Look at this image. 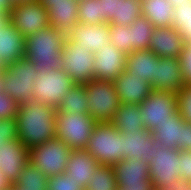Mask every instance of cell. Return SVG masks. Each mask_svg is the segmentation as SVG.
Segmentation results:
<instances>
[{"mask_svg":"<svg viewBox=\"0 0 191 190\" xmlns=\"http://www.w3.org/2000/svg\"><path fill=\"white\" fill-rule=\"evenodd\" d=\"M57 109L37 100L19 105L15 117L18 139L28 149L56 138Z\"/></svg>","mask_w":191,"mask_h":190,"instance_id":"cell-1","label":"cell"},{"mask_svg":"<svg viewBox=\"0 0 191 190\" xmlns=\"http://www.w3.org/2000/svg\"><path fill=\"white\" fill-rule=\"evenodd\" d=\"M66 38L54 27L25 37V58L34 63L37 73L61 70Z\"/></svg>","mask_w":191,"mask_h":190,"instance_id":"cell-2","label":"cell"},{"mask_svg":"<svg viewBox=\"0 0 191 190\" xmlns=\"http://www.w3.org/2000/svg\"><path fill=\"white\" fill-rule=\"evenodd\" d=\"M29 162V149L18 139L15 118L0 120V170L13 184Z\"/></svg>","mask_w":191,"mask_h":190,"instance_id":"cell-3","label":"cell"},{"mask_svg":"<svg viewBox=\"0 0 191 190\" xmlns=\"http://www.w3.org/2000/svg\"><path fill=\"white\" fill-rule=\"evenodd\" d=\"M85 150L101 165L113 166L123 160V133L111 122L97 123Z\"/></svg>","mask_w":191,"mask_h":190,"instance_id":"cell-4","label":"cell"},{"mask_svg":"<svg viewBox=\"0 0 191 190\" xmlns=\"http://www.w3.org/2000/svg\"><path fill=\"white\" fill-rule=\"evenodd\" d=\"M5 83V93L16 100L19 105L33 100V86L39 73L34 63L26 58H21L14 64L2 69Z\"/></svg>","mask_w":191,"mask_h":190,"instance_id":"cell-5","label":"cell"},{"mask_svg":"<svg viewBox=\"0 0 191 190\" xmlns=\"http://www.w3.org/2000/svg\"><path fill=\"white\" fill-rule=\"evenodd\" d=\"M96 124L89 113L57 111L56 138L64 141L71 150L85 149Z\"/></svg>","mask_w":191,"mask_h":190,"instance_id":"cell-6","label":"cell"},{"mask_svg":"<svg viewBox=\"0 0 191 190\" xmlns=\"http://www.w3.org/2000/svg\"><path fill=\"white\" fill-rule=\"evenodd\" d=\"M84 85L91 118L97 123L110 122L120 104L114 83L92 79Z\"/></svg>","mask_w":191,"mask_h":190,"instance_id":"cell-7","label":"cell"},{"mask_svg":"<svg viewBox=\"0 0 191 190\" xmlns=\"http://www.w3.org/2000/svg\"><path fill=\"white\" fill-rule=\"evenodd\" d=\"M180 149H170L159 146L148 163L150 179L155 190H174L182 182L180 170Z\"/></svg>","mask_w":191,"mask_h":190,"instance_id":"cell-8","label":"cell"},{"mask_svg":"<svg viewBox=\"0 0 191 190\" xmlns=\"http://www.w3.org/2000/svg\"><path fill=\"white\" fill-rule=\"evenodd\" d=\"M71 149L64 141L54 138L29 149V162L48 177L65 172Z\"/></svg>","mask_w":191,"mask_h":190,"instance_id":"cell-9","label":"cell"},{"mask_svg":"<svg viewBox=\"0 0 191 190\" xmlns=\"http://www.w3.org/2000/svg\"><path fill=\"white\" fill-rule=\"evenodd\" d=\"M75 85L63 70H46L39 73L33 86V100L58 109L61 98Z\"/></svg>","mask_w":191,"mask_h":190,"instance_id":"cell-10","label":"cell"},{"mask_svg":"<svg viewBox=\"0 0 191 190\" xmlns=\"http://www.w3.org/2000/svg\"><path fill=\"white\" fill-rule=\"evenodd\" d=\"M62 53L61 70L67 73L75 84H85L94 79V54L92 52L66 39Z\"/></svg>","mask_w":191,"mask_h":190,"instance_id":"cell-11","label":"cell"},{"mask_svg":"<svg viewBox=\"0 0 191 190\" xmlns=\"http://www.w3.org/2000/svg\"><path fill=\"white\" fill-rule=\"evenodd\" d=\"M139 107L146 131L151 132L178 111L177 94L152 90Z\"/></svg>","mask_w":191,"mask_h":190,"instance_id":"cell-12","label":"cell"},{"mask_svg":"<svg viewBox=\"0 0 191 190\" xmlns=\"http://www.w3.org/2000/svg\"><path fill=\"white\" fill-rule=\"evenodd\" d=\"M9 19L24 37L50 27L48 12L38 0L15 5Z\"/></svg>","mask_w":191,"mask_h":190,"instance_id":"cell-13","label":"cell"},{"mask_svg":"<svg viewBox=\"0 0 191 190\" xmlns=\"http://www.w3.org/2000/svg\"><path fill=\"white\" fill-rule=\"evenodd\" d=\"M127 54L111 43L94 53V79L113 82L126 67Z\"/></svg>","mask_w":191,"mask_h":190,"instance_id":"cell-14","label":"cell"},{"mask_svg":"<svg viewBox=\"0 0 191 190\" xmlns=\"http://www.w3.org/2000/svg\"><path fill=\"white\" fill-rule=\"evenodd\" d=\"M160 144L146 130H134L123 134V159H142L149 163Z\"/></svg>","mask_w":191,"mask_h":190,"instance_id":"cell-15","label":"cell"},{"mask_svg":"<svg viewBox=\"0 0 191 190\" xmlns=\"http://www.w3.org/2000/svg\"><path fill=\"white\" fill-rule=\"evenodd\" d=\"M185 86L179 58L160 57L152 90L177 93Z\"/></svg>","mask_w":191,"mask_h":190,"instance_id":"cell-16","label":"cell"},{"mask_svg":"<svg viewBox=\"0 0 191 190\" xmlns=\"http://www.w3.org/2000/svg\"><path fill=\"white\" fill-rule=\"evenodd\" d=\"M66 39L93 54L100 53V49L110 43L109 24L86 25L79 22Z\"/></svg>","mask_w":191,"mask_h":190,"instance_id":"cell-17","label":"cell"},{"mask_svg":"<svg viewBox=\"0 0 191 190\" xmlns=\"http://www.w3.org/2000/svg\"><path fill=\"white\" fill-rule=\"evenodd\" d=\"M103 17L111 25L130 26L142 16L141 0H100Z\"/></svg>","mask_w":191,"mask_h":190,"instance_id":"cell-18","label":"cell"},{"mask_svg":"<svg viewBox=\"0 0 191 190\" xmlns=\"http://www.w3.org/2000/svg\"><path fill=\"white\" fill-rule=\"evenodd\" d=\"M120 103L140 105L152 91L147 80L132 75L126 70L114 81Z\"/></svg>","mask_w":191,"mask_h":190,"instance_id":"cell-19","label":"cell"},{"mask_svg":"<svg viewBox=\"0 0 191 190\" xmlns=\"http://www.w3.org/2000/svg\"><path fill=\"white\" fill-rule=\"evenodd\" d=\"M25 58V37L10 22L0 28V63L7 67Z\"/></svg>","mask_w":191,"mask_h":190,"instance_id":"cell-20","label":"cell"},{"mask_svg":"<svg viewBox=\"0 0 191 190\" xmlns=\"http://www.w3.org/2000/svg\"><path fill=\"white\" fill-rule=\"evenodd\" d=\"M185 39L173 27H156L153 30L149 50L159 57L178 58L183 51Z\"/></svg>","mask_w":191,"mask_h":190,"instance_id":"cell-21","label":"cell"},{"mask_svg":"<svg viewBox=\"0 0 191 190\" xmlns=\"http://www.w3.org/2000/svg\"><path fill=\"white\" fill-rule=\"evenodd\" d=\"M47 12L50 26L56 28L65 38L69 37L79 23V6L76 0L51 2Z\"/></svg>","mask_w":191,"mask_h":190,"instance_id":"cell-22","label":"cell"},{"mask_svg":"<svg viewBox=\"0 0 191 190\" xmlns=\"http://www.w3.org/2000/svg\"><path fill=\"white\" fill-rule=\"evenodd\" d=\"M100 165L96 158L85 149L71 150L65 172L85 189Z\"/></svg>","mask_w":191,"mask_h":190,"instance_id":"cell-23","label":"cell"},{"mask_svg":"<svg viewBox=\"0 0 191 190\" xmlns=\"http://www.w3.org/2000/svg\"><path fill=\"white\" fill-rule=\"evenodd\" d=\"M117 185L152 183L149 165L142 159L125 158L113 165Z\"/></svg>","mask_w":191,"mask_h":190,"instance_id":"cell-24","label":"cell"},{"mask_svg":"<svg viewBox=\"0 0 191 190\" xmlns=\"http://www.w3.org/2000/svg\"><path fill=\"white\" fill-rule=\"evenodd\" d=\"M159 58L150 50L134 51L127 54L125 70L134 76L147 80L152 86Z\"/></svg>","mask_w":191,"mask_h":190,"instance_id":"cell-25","label":"cell"},{"mask_svg":"<svg viewBox=\"0 0 191 190\" xmlns=\"http://www.w3.org/2000/svg\"><path fill=\"white\" fill-rule=\"evenodd\" d=\"M183 122L184 119L179 114V111H177L169 117V120H166L161 124L158 123L155 129L150 133L160 146L170 149H178L177 144L181 140Z\"/></svg>","mask_w":191,"mask_h":190,"instance_id":"cell-26","label":"cell"},{"mask_svg":"<svg viewBox=\"0 0 191 190\" xmlns=\"http://www.w3.org/2000/svg\"><path fill=\"white\" fill-rule=\"evenodd\" d=\"M174 6L167 0H141V12L156 27H172Z\"/></svg>","mask_w":191,"mask_h":190,"instance_id":"cell-27","label":"cell"},{"mask_svg":"<svg viewBox=\"0 0 191 190\" xmlns=\"http://www.w3.org/2000/svg\"><path fill=\"white\" fill-rule=\"evenodd\" d=\"M110 122L123 134L130 132L131 129L146 130L142 121V112L136 104L120 103Z\"/></svg>","mask_w":191,"mask_h":190,"instance_id":"cell-28","label":"cell"},{"mask_svg":"<svg viewBox=\"0 0 191 190\" xmlns=\"http://www.w3.org/2000/svg\"><path fill=\"white\" fill-rule=\"evenodd\" d=\"M87 92L84 84H75L69 92L61 98L58 112L83 114L88 113Z\"/></svg>","mask_w":191,"mask_h":190,"instance_id":"cell-29","label":"cell"},{"mask_svg":"<svg viewBox=\"0 0 191 190\" xmlns=\"http://www.w3.org/2000/svg\"><path fill=\"white\" fill-rule=\"evenodd\" d=\"M132 29V52L149 50L154 26L144 16L136 19L131 25Z\"/></svg>","mask_w":191,"mask_h":190,"instance_id":"cell-30","label":"cell"},{"mask_svg":"<svg viewBox=\"0 0 191 190\" xmlns=\"http://www.w3.org/2000/svg\"><path fill=\"white\" fill-rule=\"evenodd\" d=\"M48 179V176L39 172L34 165L28 162L13 186L26 187L29 190H47Z\"/></svg>","mask_w":191,"mask_h":190,"instance_id":"cell-31","label":"cell"},{"mask_svg":"<svg viewBox=\"0 0 191 190\" xmlns=\"http://www.w3.org/2000/svg\"><path fill=\"white\" fill-rule=\"evenodd\" d=\"M84 190H118L113 166L100 165Z\"/></svg>","mask_w":191,"mask_h":190,"instance_id":"cell-32","label":"cell"},{"mask_svg":"<svg viewBox=\"0 0 191 190\" xmlns=\"http://www.w3.org/2000/svg\"><path fill=\"white\" fill-rule=\"evenodd\" d=\"M78 20L82 24L97 25L108 23L103 17V8L100 0H82L78 2Z\"/></svg>","mask_w":191,"mask_h":190,"instance_id":"cell-33","label":"cell"},{"mask_svg":"<svg viewBox=\"0 0 191 190\" xmlns=\"http://www.w3.org/2000/svg\"><path fill=\"white\" fill-rule=\"evenodd\" d=\"M174 19L172 27L179 31L185 41L191 42V3L183 2L174 7Z\"/></svg>","mask_w":191,"mask_h":190,"instance_id":"cell-34","label":"cell"},{"mask_svg":"<svg viewBox=\"0 0 191 190\" xmlns=\"http://www.w3.org/2000/svg\"><path fill=\"white\" fill-rule=\"evenodd\" d=\"M109 33L112 45L125 54L132 53V29L130 26L109 24Z\"/></svg>","mask_w":191,"mask_h":190,"instance_id":"cell-35","label":"cell"},{"mask_svg":"<svg viewBox=\"0 0 191 190\" xmlns=\"http://www.w3.org/2000/svg\"><path fill=\"white\" fill-rule=\"evenodd\" d=\"M47 190H84L78 182L66 172L49 177Z\"/></svg>","mask_w":191,"mask_h":190,"instance_id":"cell-36","label":"cell"},{"mask_svg":"<svg viewBox=\"0 0 191 190\" xmlns=\"http://www.w3.org/2000/svg\"><path fill=\"white\" fill-rule=\"evenodd\" d=\"M176 94L179 114L185 122L191 123V84H186Z\"/></svg>","mask_w":191,"mask_h":190,"instance_id":"cell-37","label":"cell"},{"mask_svg":"<svg viewBox=\"0 0 191 190\" xmlns=\"http://www.w3.org/2000/svg\"><path fill=\"white\" fill-rule=\"evenodd\" d=\"M19 109V103L5 92L0 94V120L15 118Z\"/></svg>","mask_w":191,"mask_h":190,"instance_id":"cell-38","label":"cell"},{"mask_svg":"<svg viewBox=\"0 0 191 190\" xmlns=\"http://www.w3.org/2000/svg\"><path fill=\"white\" fill-rule=\"evenodd\" d=\"M179 62L185 85L191 84V42L185 41Z\"/></svg>","mask_w":191,"mask_h":190,"instance_id":"cell-39","label":"cell"},{"mask_svg":"<svg viewBox=\"0 0 191 190\" xmlns=\"http://www.w3.org/2000/svg\"><path fill=\"white\" fill-rule=\"evenodd\" d=\"M180 170L178 171L182 183L191 184V151L181 150L179 154Z\"/></svg>","mask_w":191,"mask_h":190,"instance_id":"cell-40","label":"cell"},{"mask_svg":"<svg viewBox=\"0 0 191 190\" xmlns=\"http://www.w3.org/2000/svg\"><path fill=\"white\" fill-rule=\"evenodd\" d=\"M178 149L191 151V123L183 122L181 140L178 142Z\"/></svg>","mask_w":191,"mask_h":190,"instance_id":"cell-41","label":"cell"},{"mask_svg":"<svg viewBox=\"0 0 191 190\" xmlns=\"http://www.w3.org/2000/svg\"><path fill=\"white\" fill-rule=\"evenodd\" d=\"M118 190H155L152 183L120 184Z\"/></svg>","mask_w":191,"mask_h":190,"instance_id":"cell-42","label":"cell"},{"mask_svg":"<svg viewBox=\"0 0 191 190\" xmlns=\"http://www.w3.org/2000/svg\"><path fill=\"white\" fill-rule=\"evenodd\" d=\"M14 3L12 0H0V12L3 14H9L11 13Z\"/></svg>","mask_w":191,"mask_h":190,"instance_id":"cell-43","label":"cell"},{"mask_svg":"<svg viewBox=\"0 0 191 190\" xmlns=\"http://www.w3.org/2000/svg\"><path fill=\"white\" fill-rule=\"evenodd\" d=\"M13 187V183L0 170V190H9Z\"/></svg>","mask_w":191,"mask_h":190,"instance_id":"cell-44","label":"cell"},{"mask_svg":"<svg viewBox=\"0 0 191 190\" xmlns=\"http://www.w3.org/2000/svg\"><path fill=\"white\" fill-rule=\"evenodd\" d=\"M38 1L47 10L51 6V2L68 1V0H38Z\"/></svg>","mask_w":191,"mask_h":190,"instance_id":"cell-45","label":"cell"},{"mask_svg":"<svg viewBox=\"0 0 191 190\" xmlns=\"http://www.w3.org/2000/svg\"><path fill=\"white\" fill-rule=\"evenodd\" d=\"M170 2L174 7L181 5L183 2L191 3V0H167Z\"/></svg>","mask_w":191,"mask_h":190,"instance_id":"cell-46","label":"cell"},{"mask_svg":"<svg viewBox=\"0 0 191 190\" xmlns=\"http://www.w3.org/2000/svg\"><path fill=\"white\" fill-rule=\"evenodd\" d=\"M9 20V14H3L0 12V28Z\"/></svg>","mask_w":191,"mask_h":190,"instance_id":"cell-47","label":"cell"},{"mask_svg":"<svg viewBox=\"0 0 191 190\" xmlns=\"http://www.w3.org/2000/svg\"><path fill=\"white\" fill-rule=\"evenodd\" d=\"M174 190H191V184H189V183H181Z\"/></svg>","mask_w":191,"mask_h":190,"instance_id":"cell-48","label":"cell"},{"mask_svg":"<svg viewBox=\"0 0 191 190\" xmlns=\"http://www.w3.org/2000/svg\"><path fill=\"white\" fill-rule=\"evenodd\" d=\"M5 92V83L2 77V69L0 70V94Z\"/></svg>","mask_w":191,"mask_h":190,"instance_id":"cell-49","label":"cell"},{"mask_svg":"<svg viewBox=\"0 0 191 190\" xmlns=\"http://www.w3.org/2000/svg\"><path fill=\"white\" fill-rule=\"evenodd\" d=\"M14 5L23 4V3H29V2H35L37 0H12Z\"/></svg>","mask_w":191,"mask_h":190,"instance_id":"cell-50","label":"cell"},{"mask_svg":"<svg viewBox=\"0 0 191 190\" xmlns=\"http://www.w3.org/2000/svg\"><path fill=\"white\" fill-rule=\"evenodd\" d=\"M14 190H29V188H26V187H14Z\"/></svg>","mask_w":191,"mask_h":190,"instance_id":"cell-51","label":"cell"},{"mask_svg":"<svg viewBox=\"0 0 191 190\" xmlns=\"http://www.w3.org/2000/svg\"><path fill=\"white\" fill-rule=\"evenodd\" d=\"M3 68H4V66L0 63V70L3 69Z\"/></svg>","mask_w":191,"mask_h":190,"instance_id":"cell-52","label":"cell"}]
</instances>
